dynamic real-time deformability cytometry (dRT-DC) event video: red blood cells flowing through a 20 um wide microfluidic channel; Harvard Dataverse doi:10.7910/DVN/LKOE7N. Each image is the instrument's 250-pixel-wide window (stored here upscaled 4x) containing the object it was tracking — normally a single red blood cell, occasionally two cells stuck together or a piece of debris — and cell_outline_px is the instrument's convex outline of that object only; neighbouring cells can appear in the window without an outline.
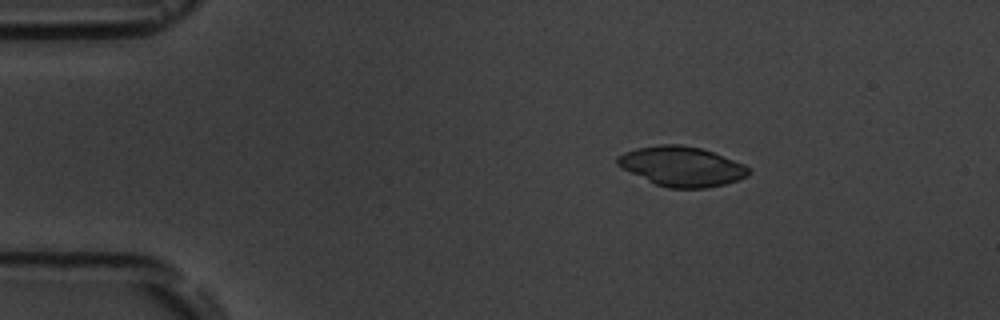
{"species": "common noctule bat (a hibernating species)", "species_latin": "Nyctalus noctula", "temperature_condition": "room temperature", "stored_images_in_passage": 6, "camera_frame_rate_fps": 3000, "um_per_image_px": 0.085, "animal": {"sex": "male", "body_mass_g": 19.5, "forearm_length_mm": 54.6}, "frame": {"image": 1, "passage_image": 3, "time_ms": 3.0, "image_size_px": [1000, 320], "cell_outline_px": [[752, 172], [748, 176], [724, 184], [704, 188], [668, 188], [656, 184], [616, 164], [616, 156], [624, 152], [636, 148], [660, 144], [680, 144], [700, 148], [712, 152], [744, 164]], "centroid_in_image_um": [57.95, 14.13], "position_along_channel_um": 27.1, "area_um2": 30.06}}